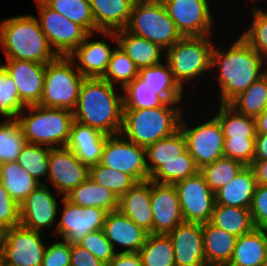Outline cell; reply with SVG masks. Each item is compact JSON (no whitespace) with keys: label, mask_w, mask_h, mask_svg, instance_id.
I'll use <instances>...</instances> for the list:
<instances>
[{"label":"cell","mask_w":267,"mask_h":266,"mask_svg":"<svg viewBox=\"0 0 267 266\" xmlns=\"http://www.w3.org/2000/svg\"><path fill=\"white\" fill-rule=\"evenodd\" d=\"M212 50L211 69L217 68L219 104H228L267 72L265 59L240 35L228 48Z\"/></svg>","instance_id":"6da1fadb"},{"label":"cell","mask_w":267,"mask_h":266,"mask_svg":"<svg viewBox=\"0 0 267 266\" xmlns=\"http://www.w3.org/2000/svg\"><path fill=\"white\" fill-rule=\"evenodd\" d=\"M116 86L103 78H84L74 121L90 126L106 135L119 134L123 124V96Z\"/></svg>","instance_id":"7a4b0ae2"},{"label":"cell","mask_w":267,"mask_h":266,"mask_svg":"<svg viewBox=\"0 0 267 266\" xmlns=\"http://www.w3.org/2000/svg\"><path fill=\"white\" fill-rule=\"evenodd\" d=\"M0 46L6 60L20 59L47 64L57 57L48 44L38 18L32 14L0 21Z\"/></svg>","instance_id":"3957f363"},{"label":"cell","mask_w":267,"mask_h":266,"mask_svg":"<svg viewBox=\"0 0 267 266\" xmlns=\"http://www.w3.org/2000/svg\"><path fill=\"white\" fill-rule=\"evenodd\" d=\"M183 106L165 103L151 109L123 110L121 134L131 142L147 147L179 130Z\"/></svg>","instance_id":"277c9868"},{"label":"cell","mask_w":267,"mask_h":266,"mask_svg":"<svg viewBox=\"0 0 267 266\" xmlns=\"http://www.w3.org/2000/svg\"><path fill=\"white\" fill-rule=\"evenodd\" d=\"M24 109L29 111L24 113ZM15 119L21 126L26 143L50 148L65 147L74 121L72 111L38 104L26 106Z\"/></svg>","instance_id":"5b68a950"},{"label":"cell","mask_w":267,"mask_h":266,"mask_svg":"<svg viewBox=\"0 0 267 266\" xmlns=\"http://www.w3.org/2000/svg\"><path fill=\"white\" fill-rule=\"evenodd\" d=\"M124 29L158 44L165 51L183 37L161 0H135Z\"/></svg>","instance_id":"8992f818"},{"label":"cell","mask_w":267,"mask_h":266,"mask_svg":"<svg viewBox=\"0 0 267 266\" xmlns=\"http://www.w3.org/2000/svg\"><path fill=\"white\" fill-rule=\"evenodd\" d=\"M214 45L210 35L185 36L166 50L164 61L168 62L175 80L182 88L184 82H193L212 70Z\"/></svg>","instance_id":"52a82bcc"},{"label":"cell","mask_w":267,"mask_h":266,"mask_svg":"<svg viewBox=\"0 0 267 266\" xmlns=\"http://www.w3.org/2000/svg\"><path fill=\"white\" fill-rule=\"evenodd\" d=\"M83 80L69 56H57L46 64L43 93L38 105L73 112Z\"/></svg>","instance_id":"ba28073f"},{"label":"cell","mask_w":267,"mask_h":266,"mask_svg":"<svg viewBox=\"0 0 267 266\" xmlns=\"http://www.w3.org/2000/svg\"><path fill=\"white\" fill-rule=\"evenodd\" d=\"M38 22L48 44L57 56H69L90 34L83 26L51 9L43 0H35Z\"/></svg>","instance_id":"9c48e42d"},{"label":"cell","mask_w":267,"mask_h":266,"mask_svg":"<svg viewBox=\"0 0 267 266\" xmlns=\"http://www.w3.org/2000/svg\"><path fill=\"white\" fill-rule=\"evenodd\" d=\"M44 236L21 224L2 231L4 266H41L47 247Z\"/></svg>","instance_id":"30bf717a"},{"label":"cell","mask_w":267,"mask_h":266,"mask_svg":"<svg viewBox=\"0 0 267 266\" xmlns=\"http://www.w3.org/2000/svg\"><path fill=\"white\" fill-rule=\"evenodd\" d=\"M100 163L130 175L136 182L150 180L145 147L131 142L121 133L108 135Z\"/></svg>","instance_id":"8fae6325"},{"label":"cell","mask_w":267,"mask_h":266,"mask_svg":"<svg viewBox=\"0 0 267 266\" xmlns=\"http://www.w3.org/2000/svg\"><path fill=\"white\" fill-rule=\"evenodd\" d=\"M189 126L182 114L179 129L184 134L187 150L199 169L224 157L225 138L220 123L214 116L195 127Z\"/></svg>","instance_id":"7c38bea8"},{"label":"cell","mask_w":267,"mask_h":266,"mask_svg":"<svg viewBox=\"0 0 267 266\" xmlns=\"http://www.w3.org/2000/svg\"><path fill=\"white\" fill-rule=\"evenodd\" d=\"M178 199L184 222H210L215 206V194L200 172L176 182Z\"/></svg>","instance_id":"4fadbf2b"},{"label":"cell","mask_w":267,"mask_h":266,"mask_svg":"<svg viewBox=\"0 0 267 266\" xmlns=\"http://www.w3.org/2000/svg\"><path fill=\"white\" fill-rule=\"evenodd\" d=\"M63 209L54 233L67 243L80 242L88 233L103 229L107 211L97 207H82L61 199Z\"/></svg>","instance_id":"5bb4252c"},{"label":"cell","mask_w":267,"mask_h":266,"mask_svg":"<svg viewBox=\"0 0 267 266\" xmlns=\"http://www.w3.org/2000/svg\"><path fill=\"white\" fill-rule=\"evenodd\" d=\"M161 1L183 37L212 34L214 19L208 0Z\"/></svg>","instance_id":"9a60e30c"},{"label":"cell","mask_w":267,"mask_h":266,"mask_svg":"<svg viewBox=\"0 0 267 266\" xmlns=\"http://www.w3.org/2000/svg\"><path fill=\"white\" fill-rule=\"evenodd\" d=\"M49 174L46 181L65 197L89 177V167L81 163L72 150L66 147L50 148Z\"/></svg>","instance_id":"2e32d148"},{"label":"cell","mask_w":267,"mask_h":266,"mask_svg":"<svg viewBox=\"0 0 267 266\" xmlns=\"http://www.w3.org/2000/svg\"><path fill=\"white\" fill-rule=\"evenodd\" d=\"M99 34L113 40L114 48L109 47L103 39L92 41L91 37L95 33H90L69 55L84 78H102L107 70L112 52L118 45L115 31H100Z\"/></svg>","instance_id":"e0dca14e"},{"label":"cell","mask_w":267,"mask_h":266,"mask_svg":"<svg viewBox=\"0 0 267 266\" xmlns=\"http://www.w3.org/2000/svg\"><path fill=\"white\" fill-rule=\"evenodd\" d=\"M58 202L47 184L33 190L20 205V224L25 228L46 232L57 226Z\"/></svg>","instance_id":"ac0fdd59"},{"label":"cell","mask_w":267,"mask_h":266,"mask_svg":"<svg viewBox=\"0 0 267 266\" xmlns=\"http://www.w3.org/2000/svg\"><path fill=\"white\" fill-rule=\"evenodd\" d=\"M153 234H168L184 222L174 184L151 181Z\"/></svg>","instance_id":"d6986e66"},{"label":"cell","mask_w":267,"mask_h":266,"mask_svg":"<svg viewBox=\"0 0 267 266\" xmlns=\"http://www.w3.org/2000/svg\"><path fill=\"white\" fill-rule=\"evenodd\" d=\"M1 65L14 81L20 100L26 106L39 104L43 93L46 64L11 59Z\"/></svg>","instance_id":"ffe728a7"},{"label":"cell","mask_w":267,"mask_h":266,"mask_svg":"<svg viewBox=\"0 0 267 266\" xmlns=\"http://www.w3.org/2000/svg\"><path fill=\"white\" fill-rule=\"evenodd\" d=\"M168 236L173 243L175 266H207L202 224L182 222Z\"/></svg>","instance_id":"44dd1931"},{"label":"cell","mask_w":267,"mask_h":266,"mask_svg":"<svg viewBox=\"0 0 267 266\" xmlns=\"http://www.w3.org/2000/svg\"><path fill=\"white\" fill-rule=\"evenodd\" d=\"M103 231L116 253L117 245L124 247L119 253H137L144 245L148 233L137 226L129 217L119 210L108 212Z\"/></svg>","instance_id":"7402d4cb"},{"label":"cell","mask_w":267,"mask_h":266,"mask_svg":"<svg viewBox=\"0 0 267 266\" xmlns=\"http://www.w3.org/2000/svg\"><path fill=\"white\" fill-rule=\"evenodd\" d=\"M118 210L148 234H153L151 180L135 183L118 200Z\"/></svg>","instance_id":"603a6c76"},{"label":"cell","mask_w":267,"mask_h":266,"mask_svg":"<svg viewBox=\"0 0 267 266\" xmlns=\"http://www.w3.org/2000/svg\"><path fill=\"white\" fill-rule=\"evenodd\" d=\"M107 137L95 128L73 121L65 147L72 150L81 163L91 167L100 163Z\"/></svg>","instance_id":"cb8c5ba5"},{"label":"cell","mask_w":267,"mask_h":266,"mask_svg":"<svg viewBox=\"0 0 267 266\" xmlns=\"http://www.w3.org/2000/svg\"><path fill=\"white\" fill-rule=\"evenodd\" d=\"M256 188L254 172L250 166H245L234 179L214 193L215 203L250 209Z\"/></svg>","instance_id":"d4e9b609"},{"label":"cell","mask_w":267,"mask_h":266,"mask_svg":"<svg viewBox=\"0 0 267 266\" xmlns=\"http://www.w3.org/2000/svg\"><path fill=\"white\" fill-rule=\"evenodd\" d=\"M118 46L130 57L138 69L150 67L162 62L165 50L158 44L128 32L125 29L115 31ZM163 53V54H162Z\"/></svg>","instance_id":"484cf974"},{"label":"cell","mask_w":267,"mask_h":266,"mask_svg":"<svg viewBox=\"0 0 267 266\" xmlns=\"http://www.w3.org/2000/svg\"><path fill=\"white\" fill-rule=\"evenodd\" d=\"M267 260V232L255 228L236 239L230 261L226 266H260Z\"/></svg>","instance_id":"4316f807"},{"label":"cell","mask_w":267,"mask_h":266,"mask_svg":"<svg viewBox=\"0 0 267 266\" xmlns=\"http://www.w3.org/2000/svg\"><path fill=\"white\" fill-rule=\"evenodd\" d=\"M95 26L100 31L124 29L135 0H89Z\"/></svg>","instance_id":"83f0119b"},{"label":"cell","mask_w":267,"mask_h":266,"mask_svg":"<svg viewBox=\"0 0 267 266\" xmlns=\"http://www.w3.org/2000/svg\"><path fill=\"white\" fill-rule=\"evenodd\" d=\"M138 76L147 87L158 91V95L166 103H180L182 101L184 88L175 80L167 61L139 69Z\"/></svg>","instance_id":"f1b7e54d"},{"label":"cell","mask_w":267,"mask_h":266,"mask_svg":"<svg viewBox=\"0 0 267 266\" xmlns=\"http://www.w3.org/2000/svg\"><path fill=\"white\" fill-rule=\"evenodd\" d=\"M202 229L207 266H226L231 259L237 237L210 222L202 224Z\"/></svg>","instance_id":"f546056e"},{"label":"cell","mask_w":267,"mask_h":266,"mask_svg":"<svg viewBox=\"0 0 267 266\" xmlns=\"http://www.w3.org/2000/svg\"><path fill=\"white\" fill-rule=\"evenodd\" d=\"M65 198L82 207H97L107 212L118 210L119 198L109 189L102 187L89 177L71 190Z\"/></svg>","instance_id":"4dcf8cb0"},{"label":"cell","mask_w":267,"mask_h":266,"mask_svg":"<svg viewBox=\"0 0 267 266\" xmlns=\"http://www.w3.org/2000/svg\"><path fill=\"white\" fill-rule=\"evenodd\" d=\"M0 182L19 206L33 190L41 185L16 161L0 164Z\"/></svg>","instance_id":"1f68e13d"},{"label":"cell","mask_w":267,"mask_h":266,"mask_svg":"<svg viewBox=\"0 0 267 266\" xmlns=\"http://www.w3.org/2000/svg\"><path fill=\"white\" fill-rule=\"evenodd\" d=\"M145 149L146 165L150 177L166 162L178 159V156L187 150V144L184 134L179 129L173 135L160 139Z\"/></svg>","instance_id":"d6a6232c"},{"label":"cell","mask_w":267,"mask_h":266,"mask_svg":"<svg viewBox=\"0 0 267 266\" xmlns=\"http://www.w3.org/2000/svg\"><path fill=\"white\" fill-rule=\"evenodd\" d=\"M210 223L235 237L255 229L250 209L215 204Z\"/></svg>","instance_id":"836d02e7"},{"label":"cell","mask_w":267,"mask_h":266,"mask_svg":"<svg viewBox=\"0 0 267 266\" xmlns=\"http://www.w3.org/2000/svg\"><path fill=\"white\" fill-rule=\"evenodd\" d=\"M240 114L253 117L267 109V72L229 103Z\"/></svg>","instance_id":"e575fe53"},{"label":"cell","mask_w":267,"mask_h":266,"mask_svg":"<svg viewBox=\"0 0 267 266\" xmlns=\"http://www.w3.org/2000/svg\"><path fill=\"white\" fill-rule=\"evenodd\" d=\"M213 116L220 123L224 138H256L255 119L238 113L228 104H220Z\"/></svg>","instance_id":"d590c367"},{"label":"cell","mask_w":267,"mask_h":266,"mask_svg":"<svg viewBox=\"0 0 267 266\" xmlns=\"http://www.w3.org/2000/svg\"><path fill=\"white\" fill-rule=\"evenodd\" d=\"M138 253L143 266H175L173 243L168 234H148Z\"/></svg>","instance_id":"8d00e7d4"},{"label":"cell","mask_w":267,"mask_h":266,"mask_svg":"<svg viewBox=\"0 0 267 266\" xmlns=\"http://www.w3.org/2000/svg\"><path fill=\"white\" fill-rule=\"evenodd\" d=\"M51 9L68 20L83 26L89 33H98L89 0H43Z\"/></svg>","instance_id":"74e56055"},{"label":"cell","mask_w":267,"mask_h":266,"mask_svg":"<svg viewBox=\"0 0 267 266\" xmlns=\"http://www.w3.org/2000/svg\"><path fill=\"white\" fill-rule=\"evenodd\" d=\"M123 110L151 109L163 106L166 102L158 95V91L146 86L137 76L123 89Z\"/></svg>","instance_id":"f35d334b"},{"label":"cell","mask_w":267,"mask_h":266,"mask_svg":"<svg viewBox=\"0 0 267 266\" xmlns=\"http://www.w3.org/2000/svg\"><path fill=\"white\" fill-rule=\"evenodd\" d=\"M245 165L231 158L222 157L215 162L204 165L199 172L204 177L209 188L215 193L227 185Z\"/></svg>","instance_id":"ab89813d"},{"label":"cell","mask_w":267,"mask_h":266,"mask_svg":"<svg viewBox=\"0 0 267 266\" xmlns=\"http://www.w3.org/2000/svg\"><path fill=\"white\" fill-rule=\"evenodd\" d=\"M199 172L193 157L188 150L178 156V159L168 161L159 167L151 176L150 180L162 184H175Z\"/></svg>","instance_id":"60d3db41"},{"label":"cell","mask_w":267,"mask_h":266,"mask_svg":"<svg viewBox=\"0 0 267 266\" xmlns=\"http://www.w3.org/2000/svg\"><path fill=\"white\" fill-rule=\"evenodd\" d=\"M49 152L50 147L26 143L17 157L16 162L31 177L43 184L41 177L47 179L49 174Z\"/></svg>","instance_id":"b9f144b4"},{"label":"cell","mask_w":267,"mask_h":266,"mask_svg":"<svg viewBox=\"0 0 267 266\" xmlns=\"http://www.w3.org/2000/svg\"><path fill=\"white\" fill-rule=\"evenodd\" d=\"M26 144L21 126L15 118L0 122V164L17 160Z\"/></svg>","instance_id":"7bdbcfd3"},{"label":"cell","mask_w":267,"mask_h":266,"mask_svg":"<svg viewBox=\"0 0 267 266\" xmlns=\"http://www.w3.org/2000/svg\"><path fill=\"white\" fill-rule=\"evenodd\" d=\"M139 69L130 57L117 45L112 52L107 70L102 77L111 85L121 83L123 89L127 84L138 76Z\"/></svg>","instance_id":"ee69618b"},{"label":"cell","mask_w":267,"mask_h":266,"mask_svg":"<svg viewBox=\"0 0 267 266\" xmlns=\"http://www.w3.org/2000/svg\"><path fill=\"white\" fill-rule=\"evenodd\" d=\"M89 178L109 189L118 198L137 183L130 175L103 166L101 163L89 167Z\"/></svg>","instance_id":"f6af8a7d"},{"label":"cell","mask_w":267,"mask_h":266,"mask_svg":"<svg viewBox=\"0 0 267 266\" xmlns=\"http://www.w3.org/2000/svg\"><path fill=\"white\" fill-rule=\"evenodd\" d=\"M25 107L14 81L0 64V115L6 119L16 118Z\"/></svg>","instance_id":"bcb514c9"},{"label":"cell","mask_w":267,"mask_h":266,"mask_svg":"<svg viewBox=\"0 0 267 266\" xmlns=\"http://www.w3.org/2000/svg\"><path fill=\"white\" fill-rule=\"evenodd\" d=\"M253 20L242 38L265 60H267V11L254 6ZM267 63V61H266Z\"/></svg>","instance_id":"7dc6e473"},{"label":"cell","mask_w":267,"mask_h":266,"mask_svg":"<svg viewBox=\"0 0 267 266\" xmlns=\"http://www.w3.org/2000/svg\"><path fill=\"white\" fill-rule=\"evenodd\" d=\"M78 244L104 264H108L117 254L103 229L88 233Z\"/></svg>","instance_id":"c3c4849f"},{"label":"cell","mask_w":267,"mask_h":266,"mask_svg":"<svg viewBox=\"0 0 267 266\" xmlns=\"http://www.w3.org/2000/svg\"><path fill=\"white\" fill-rule=\"evenodd\" d=\"M255 138H225L224 157L250 166L254 159Z\"/></svg>","instance_id":"681fc988"},{"label":"cell","mask_w":267,"mask_h":266,"mask_svg":"<svg viewBox=\"0 0 267 266\" xmlns=\"http://www.w3.org/2000/svg\"><path fill=\"white\" fill-rule=\"evenodd\" d=\"M17 225H20V206L0 182V233Z\"/></svg>","instance_id":"f907efd6"},{"label":"cell","mask_w":267,"mask_h":266,"mask_svg":"<svg viewBox=\"0 0 267 266\" xmlns=\"http://www.w3.org/2000/svg\"><path fill=\"white\" fill-rule=\"evenodd\" d=\"M41 266H71L70 243L60 239L47 246Z\"/></svg>","instance_id":"816d5d0a"},{"label":"cell","mask_w":267,"mask_h":266,"mask_svg":"<svg viewBox=\"0 0 267 266\" xmlns=\"http://www.w3.org/2000/svg\"><path fill=\"white\" fill-rule=\"evenodd\" d=\"M250 213L255 228L265 229L267 227V186L257 185Z\"/></svg>","instance_id":"f5cc1de1"},{"label":"cell","mask_w":267,"mask_h":266,"mask_svg":"<svg viewBox=\"0 0 267 266\" xmlns=\"http://www.w3.org/2000/svg\"><path fill=\"white\" fill-rule=\"evenodd\" d=\"M71 266H106L78 243L70 244Z\"/></svg>","instance_id":"db71d44e"},{"label":"cell","mask_w":267,"mask_h":266,"mask_svg":"<svg viewBox=\"0 0 267 266\" xmlns=\"http://www.w3.org/2000/svg\"><path fill=\"white\" fill-rule=\"evenodd\" d=\"M106 266H143L139 253H117Z\"/></svg>","instance_id":"11a10c76"},{"label":"cell","mask_w":267,"mask_h":266,"mask_svg":"<svg viewBox=\"0 0 267 266\" xmlns=\"http://www.w3.org/2000/svg\"><path fill=\"white\" fill-rule=\"evenodd\" d=\"M267 160V134L256 133L253 161Z\"/></svg>","instance_id":"9f6ffc18"},{"label":"cell","mask_w":267,"mask_h":266,"mask_svg":"<svg viewBox=\"0 0 267 266\" xmlns=\"http://www.w3.org/2000/svg\"><path fill=\"white\" fill-rule=\"evenodd\" d=\"M250 167L254 172L257 185L267 186V160L253 161Z\"/></svg>","instance_id":"6f0895ef"},{"label":"cell","mask_w":267,"mask_h":266,"mask_svg":"<svg viewBox=\"0 0 267 266\" xmlns=\"http://www.w3.org/2000/svg\"><path fill=\"white\" fill-rule=\"evenodd\" d=\"M256 133L267 134V109L255 118Z\"/></svg>","instance_id":"680465c9"},{"label":"cell","mask_w":267,"mask_h":266,"mask_svg":"<svg viewBox=\"0 0 267 266\" xmlns=\"http://www.w3.org/2000/svg\"><path fill=\"white\" fill-rule=\"evenodd\" d=\"M0 266H4L3 243H2L1 233H0Z\"/></svg>","instance_id":"91938a15"},{"label":"cell","mask_w":267,"mask_h":266,"mask_svg":"<svg viewBox=\"0 0 267 266\" xmlns=\"http://www.w3.org/2000/svg\"><path fill=\"white\" fill-rule=\"evenodd\" d=\"M260 266H267V260H265Z\"/></svg>","instance_id":"94428289"}]
</instances>
